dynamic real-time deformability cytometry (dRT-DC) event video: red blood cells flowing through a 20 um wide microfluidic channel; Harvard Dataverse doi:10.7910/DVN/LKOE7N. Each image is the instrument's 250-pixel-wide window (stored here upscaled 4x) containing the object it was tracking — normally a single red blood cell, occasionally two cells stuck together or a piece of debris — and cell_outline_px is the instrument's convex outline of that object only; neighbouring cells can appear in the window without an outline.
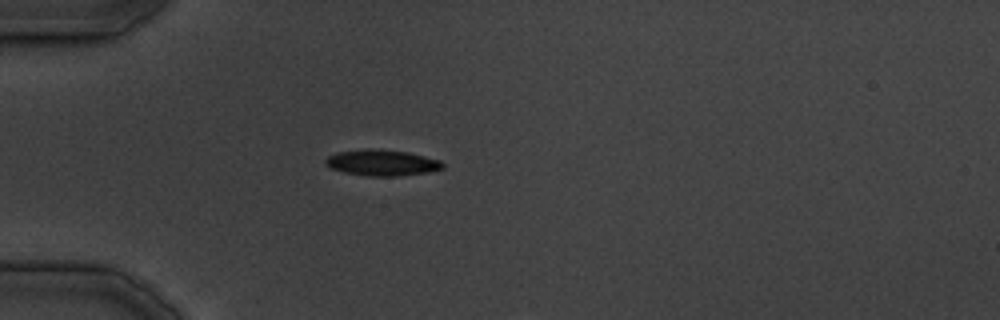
{"species": "common noctule bat (a hibernating species)", "species_latin": "Nyctalus noctula", "temperature_condition": "cold", "stored_images_in_passage": 4, "camera_frame_rate_fps": 3000, "um_per_image_px": 0.085, "animal": {"sex": "male", "body_mass_g": 19.5, "forearm_length_mm": 54.6}, "frame": {"image": 1, "passage_image": 1, "time_ms": 0.0, "image_size_px": [1000, 320], "cell_outline_px": [[444, 168], [428, 172], [396, 176], [368, 176], [344, 172], [332, 168], [324, 164], [324, 160], [328, 156], [336, 152], [408, 152], [440, 160], [444, 164]], "centroid_in_image_um": [32.5, 13.89], "position_along_channel_um": 52.5, "area_um2": 16.7}}